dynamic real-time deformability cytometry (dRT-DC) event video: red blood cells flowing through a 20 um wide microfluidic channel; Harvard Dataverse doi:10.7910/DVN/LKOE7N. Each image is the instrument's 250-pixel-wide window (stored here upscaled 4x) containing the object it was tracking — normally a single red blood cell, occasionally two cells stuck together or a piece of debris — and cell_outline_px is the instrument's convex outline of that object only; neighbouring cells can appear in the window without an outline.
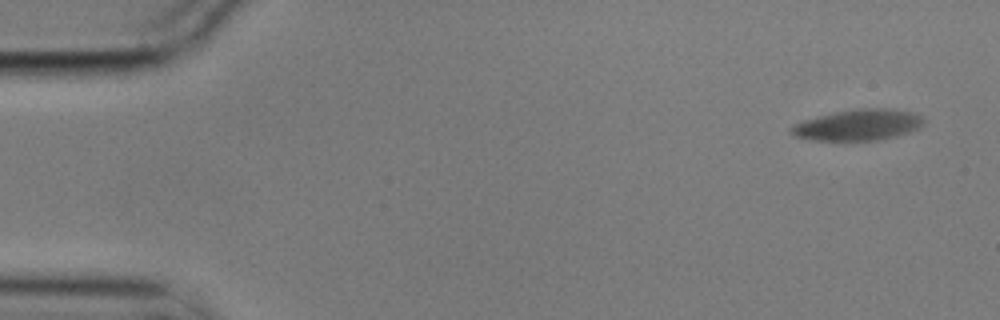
{"species": "common noctule bat (a hibernating species)", "species_latin": "Nyctalus noctula", "temperature_condition": "cold", "stored_images_in_passage": 5, "camera_frame_rate_fps": 3000, "um_per_image_px": 0.085, "animal": {"sex": "male", "body_mass_g": 17.9}, "frame": {"image": 1, "passage_image": 1, "time_ms": 0.0, "image_size_px": [1000, 320], "cell_outline_px": [[924, 124], [920, 128], [896, 136], [880, 140], [812, 140], [796, 136], [788, 132], [788, 128], [792, 124], [804, 120], [836, 112], [856, 108], [892, 108], [912, 112], [920, 116], [924, 120]], "centroid_in_image_um": [72.94, 10.61], "position_along_channel_um": 12.1, "area_um2": 24.04}}
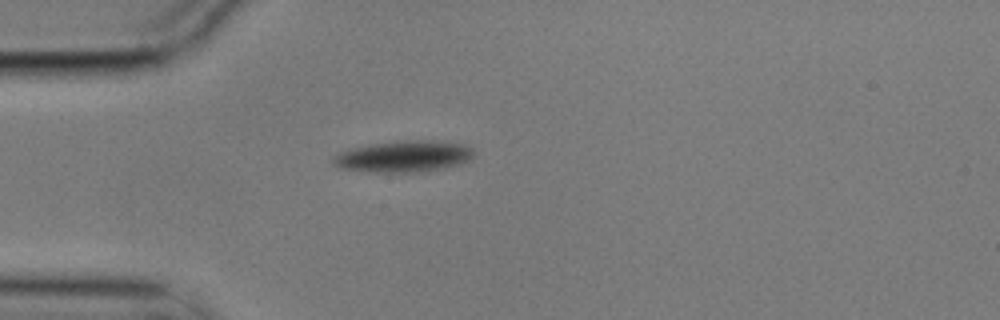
{"frame": {"image": 2, "passage_image": 5, "time_ms": 1.333, "image_size_px": [1000, 320], "cell_outline_px": [[472, 156], [468, 160], [460, 164], [444, 168], [424, 172], [376, 172], [340, 168], [332, 164], [332, 156], [340, 152], [352, 148], [368, 144], [396, 140], [432, 140], [468, 144], [472, 148]], "centroid_in_image_um": [34.31, 13.28], "position_along_channel_um": 50.7, "area_um2": 26.07}}